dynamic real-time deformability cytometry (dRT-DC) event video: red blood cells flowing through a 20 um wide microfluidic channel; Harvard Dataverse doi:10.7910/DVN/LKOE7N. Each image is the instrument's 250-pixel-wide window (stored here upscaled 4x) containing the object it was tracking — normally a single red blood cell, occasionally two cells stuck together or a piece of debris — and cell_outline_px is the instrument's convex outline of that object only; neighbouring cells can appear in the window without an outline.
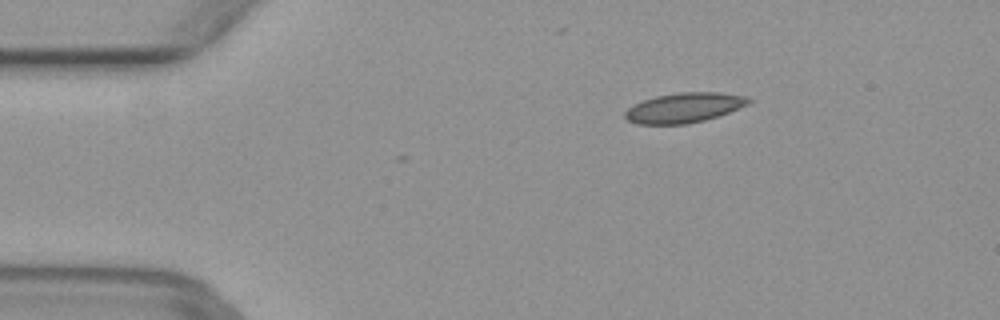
{"species": "common noctule bat (a hibernating species)", "species_latin": "Nyctalus noctula", "temperature_condition": "warm", "stored_images_in_passage": 13, "camera_frame_rate_fps": 3000, "um_per_image_px": 0.085, "animal": {"sex": "female", "body_mass_g": 29.2, "forearm_length_mm": 56.3}, "frame": {"image": 1, "passage_image": 9, "time_ms": 2.667, "image_size_px": [1000, 320], "cell_outline_px": [[752, 100], [748, 104], [728, 112], [704, 120], [688, 124], [636, 124], [628, 120], [624, 116], [624, 112], [628, 108], [644, 100], [656, 96], [680, 92], [720, 92], [744, 96]], "centroid_in_image_um": [58.13, 9.16], "position_along_channel_um": 26.9, "area_um2": 21.27}}